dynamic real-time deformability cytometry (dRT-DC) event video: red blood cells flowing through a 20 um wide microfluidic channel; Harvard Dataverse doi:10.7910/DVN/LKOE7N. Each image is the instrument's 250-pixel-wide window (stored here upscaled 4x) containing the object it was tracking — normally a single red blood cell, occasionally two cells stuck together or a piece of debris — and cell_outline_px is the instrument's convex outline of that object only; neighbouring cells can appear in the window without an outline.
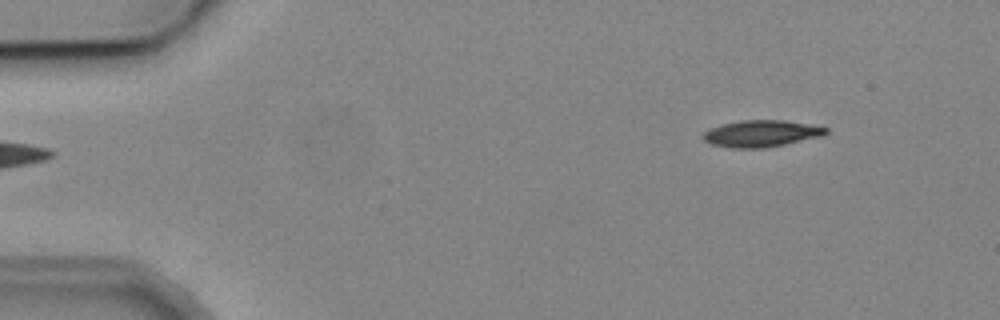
{"species": "common noctule bat (a hibernating species)", "species_latin": "Nyctalus noctula", "temperature_condition": "cold", "stored_images_in_passage": 6, "camera_frame_rate_fps": 3000, "um_per_image_px": 0.085, "animal": {"sex": "male", "body_mass_g": 19.2, "forearm_length_mm": 51.8}, "frame": {"image": 1, "passage_image": 6, "time_ms": 5.667, "image_size_px": [1000, 320], "cell_outline_px": [[828, 132], [824, 136], [764, 148], [728, 148], [712, 144], [704, 140], [704, 132], [708, 128], [740, 120], [784, 120], [808, 124], [828, 128]], "centroid_in_image_um": [64.72, 11.35], "position_along_channel_um": 20.3, "area_um2": 19.07}}